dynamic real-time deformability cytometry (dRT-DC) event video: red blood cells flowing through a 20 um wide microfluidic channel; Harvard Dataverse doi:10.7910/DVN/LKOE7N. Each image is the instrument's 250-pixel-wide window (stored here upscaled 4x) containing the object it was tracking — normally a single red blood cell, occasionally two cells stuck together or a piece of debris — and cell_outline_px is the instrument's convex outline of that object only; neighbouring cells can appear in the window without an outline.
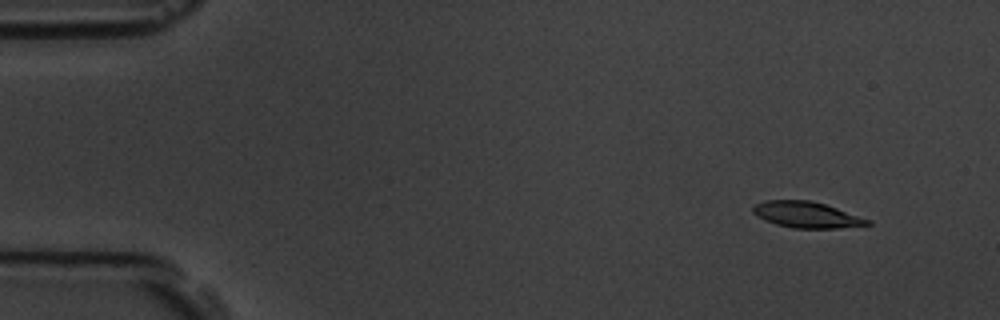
{"species": "common noctule bat (a hibernating species)", "species_latin": "Nyctalus noctula", "temperature_condition": "room temperature", "stored_images_in_passage": 8, "camera_frame_rate_fps": 3000, "um_per_image_px": 0.085, "animal": {"sex": "male", "body_mass_g": 19.5, "forearm_length_mm": 54.6}, "frame": {"image": 1, "passage_image": 2, "time_ms": 1.0, "image_size_px": [1000, 320], "cell_outline_px": [[872, 224], [840, 228], [792, 228], [776, 224], [764, 220], [756, 216], [752, 212], [752, 204], [764, 200], [808, 200], [824, 204], [872, 220]], "centroid_in_image_um": [68.52, 18.25], "position_along_channel_um": 16.5, "area_um2": 17.51}}
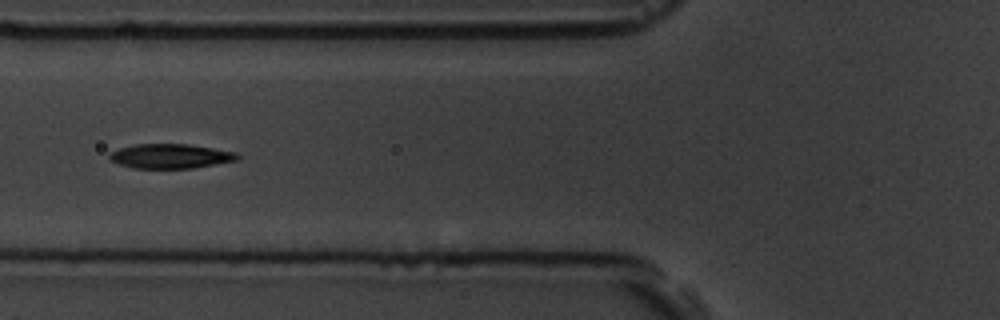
{"frame": {"image": 2, "passage_image": 6, "time_ms": 6.333, "image_size_px": [1000, 320], "cell_outline_px": [[240, 156], [236, 160], [192, 168], [132, 168], [108, 160], [108, 156], [112, 152], [120, 148], [136, 144], [188, 144], [236, 152]], "centroid_in_image_um": [14.46, 13.27], "position_along_channel_um": 111.3, "area_um2": 18.09}}
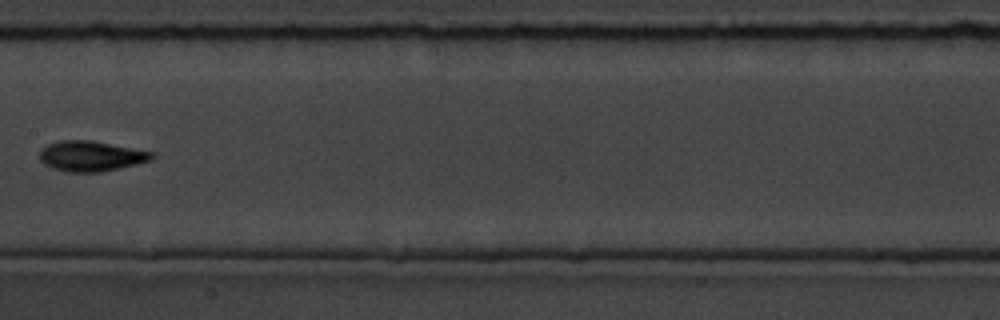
{"frame": {"image": 3, "passage_image": 8, "time_ms": 8.667, "image_size_px": [1000, 320], "cell_outline_px": [[156, 156], [152, 160], [136, 164], [100, 172], [68, 172], [52, 168], [44, 164], [40, 160], [40, 152], [48, 144], [60, 140], [92, 140], [156, 152]], "centroid_in_image_um": [7.78, 13.26], "position_along_channel_um": 199.6, "area_um2": 19.94}}